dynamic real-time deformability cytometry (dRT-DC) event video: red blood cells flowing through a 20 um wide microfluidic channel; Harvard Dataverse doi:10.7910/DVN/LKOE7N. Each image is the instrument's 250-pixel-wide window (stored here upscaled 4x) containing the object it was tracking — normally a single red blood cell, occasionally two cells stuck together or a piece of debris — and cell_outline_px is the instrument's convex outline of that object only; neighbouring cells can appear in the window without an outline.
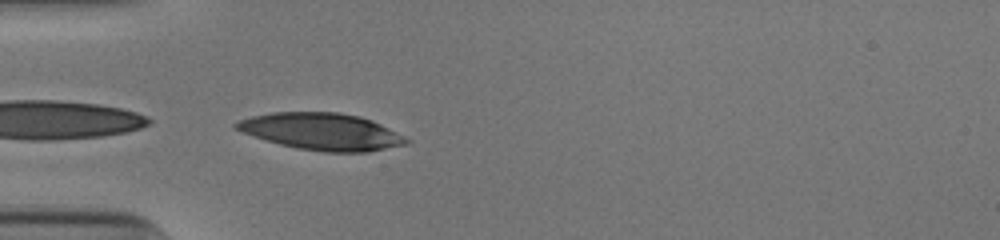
{"species": "human", "species_latin": "Homo sapiens", "temperature_condition": "cold", "stored_images_in_passage": 37, "camera_frame_rate_fps": 3000, "um_per_image_px": 0.085, "donor": {"sex": "male"}, "frame": {"image": 1, "passage_image": 1, "time_ms": 0.0, "image_size_px": [1000, 240], "cell_outline_px": [[412, 140], [408, 144], [368, 152], [324, 152], [300, 148], [280, 144], [232, 128], [232, 124], [240, 120], [252, 116], [272, 112], [340, 112], [360, 116], [372, 120]], "centroid_in_image_um": [27.38, 11.18], "position_along_channel_um": 57.6, "area_um2": 36.41}}
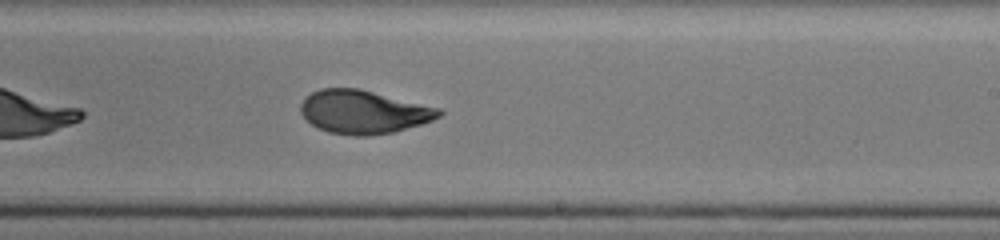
{"frame": {"image": 2, "passage_image": 17, "time_ms": 5.333, "image_size_px": [1000, 240], "cell_outline_px": [[444, 112], [440, 116], [432, 120], [420, 124], [392, 132], [368, 136], [352, 136], [328, 132], [316, 128], [300, 112], [300, 104], [312, 92], [320, 88], [360, 88], [440, 108]], "centroid_in_image_um": [30.89, 9.51], "position_along_channel_um": 258.1, "area_um2": 34.97}}
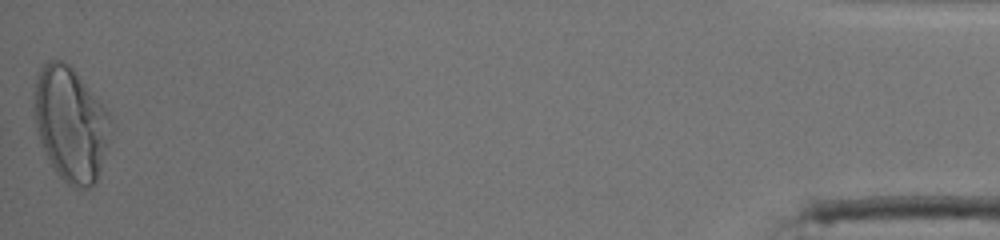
{"frame": {"image": 3, "passage_image": 37, "time_ms": 12.0, "image_size_px": [1000, 240], "cell_outline_px": [[112, 120], [100, 168], [96, 180], [88, 188], [72, 188], [56, 172], [36, 132], [32, 108], [36, 72], [48, 60], [60, 60], [68, 64], [76, 72], [112, 116]], "centroid_in_image_um": [5.96, 10.49], "position_along_channel_um": 429.2, "area_um2": 50.63}, "authors_computed_cell_mechanics": {"area_um2": 35.6626, "velocity_mm_per_s": 3.906, "shape_relaxation_time_tau1_ms": 4.9628, "shape_relaxation_time_tau2_ms": 1.6865, "deformation_change_tau1": 0.1972, "deformation_change_tau2": 0.0697}}